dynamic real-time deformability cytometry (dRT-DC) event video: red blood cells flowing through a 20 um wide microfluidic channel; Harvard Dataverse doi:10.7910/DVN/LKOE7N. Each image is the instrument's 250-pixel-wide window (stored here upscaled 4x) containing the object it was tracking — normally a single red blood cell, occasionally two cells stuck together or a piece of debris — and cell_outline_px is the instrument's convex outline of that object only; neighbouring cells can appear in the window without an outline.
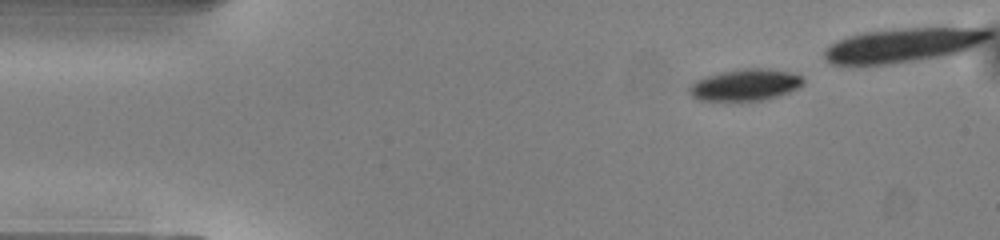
{"species": "common noctule bat (a hibernating species)", "species_latin": "Nyctalus noctula", "temperature_condition": "warm", "stored_images_in_passage": 35, "camera_frame_rate_fps": 3000, "um_per_image_px": 0.085, "animal": {"sex": "male", "body_mass_g": 13.0, "forearm_length_mm": 53.1}, "frame": {"image": 1, "passage_image": 1, "time_ms": 0.0, "image_size_px": [1000, 240], "cell_outline_px": [[804, 84], [788, 92], [776, 96], [760, 100], [696, 100], [688, 92], [688, 88], [696, 80], [708, 76], [724, 72], [748, 68], [760, 68], [788, 72], [800, 76], [804, 80]], "centroid_in_image_um": [63.32, 7.22], "position_along_channel_um": 21.7, "area_um2": 20.4}}
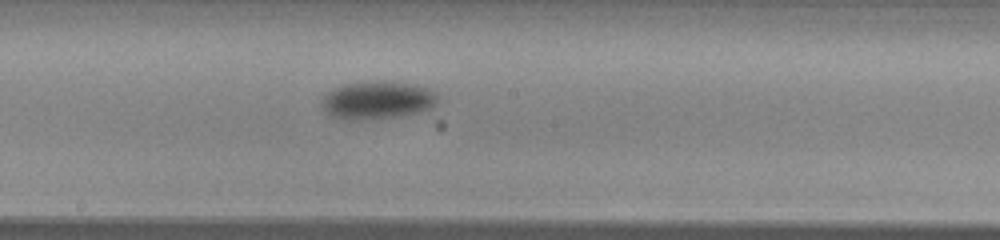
{"frame": {"image": 2, "passage_image": 21, "time_ms": 6.667, "image_size_px": [1000, 240], "cell_outline_px": [[440, 96], [436, 104], [432, 108], [400, 116], [360, 120], [344, 120], [332, 116], [320, 104], [320, 100], [328, 92], [344, 84], [372, 80], [384, 80], [408, 84], [424, 88], [436, 92]], "centroid_in_image_um": [32.07, 8.51], "position_along_channel_um": 216.1, "area_um2": 25.66}}
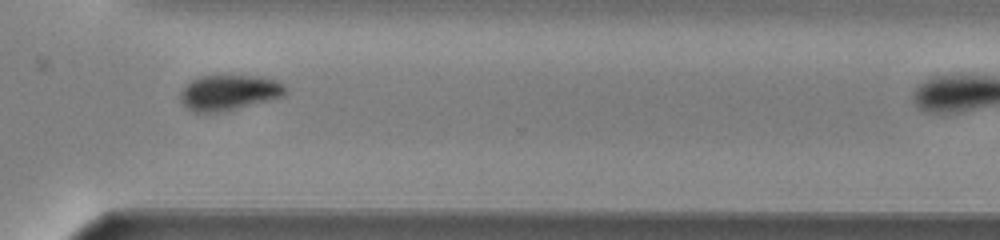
{"frame": {"image": 3, "passage_image": 31, "time_ms": 10.0, "image_size_px": [1000, 240], "cell_outline_px": [[288, 92], [280, 96], [268, 100], [220, 112], [192, 112], [180, 100], [180, 92], [192, 80], [200, 76], [264, 76], [276, 80], [284, 84]], "centroid_in_image_um": [19.47, 7.85], "position_along_channel_um": 351.1, "area_um2": 21.39}}